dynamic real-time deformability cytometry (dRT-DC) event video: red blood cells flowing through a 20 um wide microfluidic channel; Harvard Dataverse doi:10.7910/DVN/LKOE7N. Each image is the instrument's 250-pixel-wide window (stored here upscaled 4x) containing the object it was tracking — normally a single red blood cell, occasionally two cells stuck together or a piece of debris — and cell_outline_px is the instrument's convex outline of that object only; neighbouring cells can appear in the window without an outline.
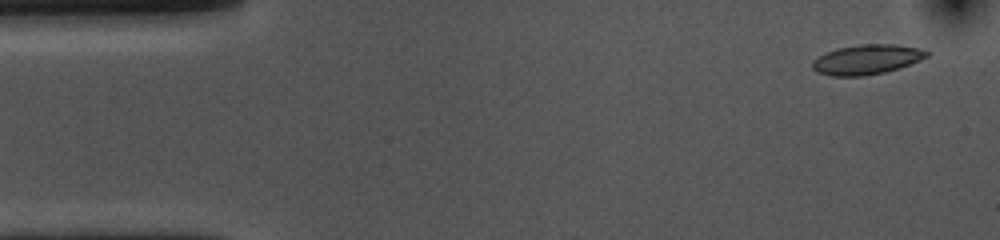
{"species": "common noctule bat (a hibernating species)", "species_latin": "Nyctalus noctula", "temperature_condition": "cold", "stored_images_in_passage": 53, "camera_frame_rate_fps": 3000, "um_per_image_px": 0.085, "animal": {"sex": "female", "body_mass_g": 10.0, "forearm_length_mm": 53.1}, "frame": {"image": 1, "passage_image": 1, "time_ms": 0.0, "image_size_px": [1000, 240], "cell_outline_px": [[928, 56], [920, 60], [900, 68], [884, 72], [864, 76], [832, 76], [816, 72], [812, 68], [812, 60], [836, 48], [860, 44], [892, 44], [920, 48], [928, 52]], "centroid_in_image_um": [73.66, 5.06], "position_along_channel_um": 11.3, "area_um2": 19.83}}
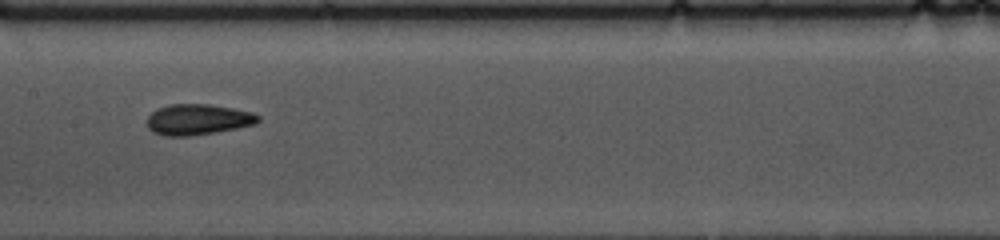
{"frame": {"image": 2, "passage_image": 24, "time_ms": 7.667, "image_size_px": [1000, 240], "cell_outline_px": [[260, 120], [256, 124], [216, 132], [188, 136], [164, 136], [152, 132], [148, 128], [148, 116], [156, 108], [168, 104], [208, 104], [232, 108], [252, 112], [260, 116]], "centroid_in_image_um": [16.8, 10.15], "position_along_channel_um": 190.6, "area_um2": 20.0}}
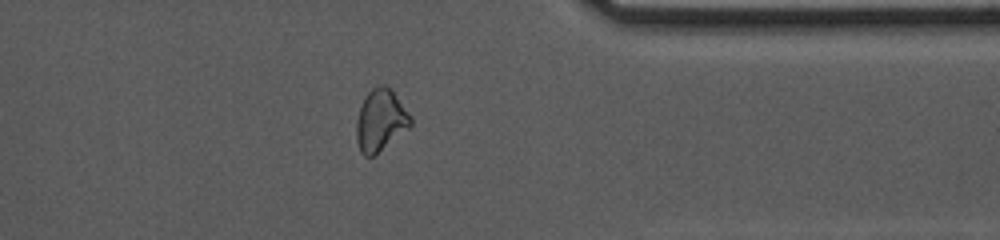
{"frame": {"image": 3, "passage_image": 41, "time_ms": 13.333, "image_size_px": [1000, 240], "cell_outline_px": [[412, 124], [408, 128], [376, 156], [364, 156], [360, 152], [356, 140], [356, 120], [360, 108], [368, 92], [372, 88], [384, 84], [392, 92], [412, 116]], "centroid_in_image_um": [32.33, 10.28], "position_along_channel_um": 379.1, "area_um2": 19.42}, "authors_computed_cell_mechanics": {"area_um2": 19.5942, "velocity_mm_per_s": 3.5639, "shape_relaxation_time_tau1_ms": null, "shape_relaxation_time_tau2_ms": 4.9868, "deformation_change_tau1": null, "deformation_change_tau2": 0.102}}